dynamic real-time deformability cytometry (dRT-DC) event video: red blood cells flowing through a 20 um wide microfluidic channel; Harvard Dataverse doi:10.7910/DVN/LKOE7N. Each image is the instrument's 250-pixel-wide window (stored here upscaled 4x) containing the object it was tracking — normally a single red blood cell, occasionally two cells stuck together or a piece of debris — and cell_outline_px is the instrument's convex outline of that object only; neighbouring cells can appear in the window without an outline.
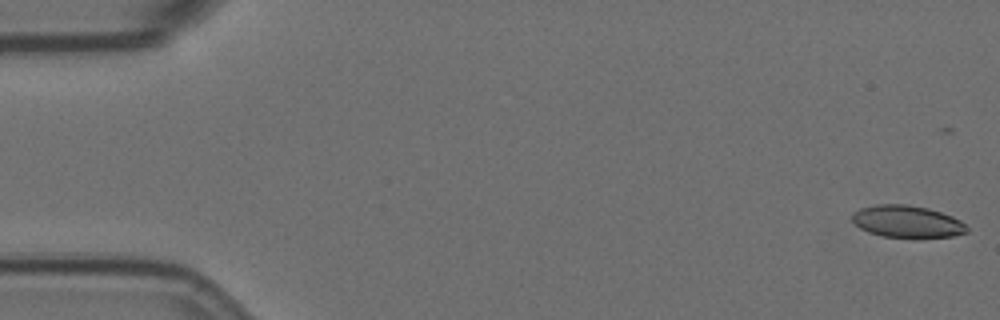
{"species": "Egyptian fruit bat (a non-hibernating species)", "species_latin": "Rousettus aegyptiacus", "temperature_condition": "room temperature", "stored_images_in_passage": 13, "camera_frame_rate_fps": 3000, "um_per_image_px": 0.085, "animal": {"sex": "female"}, "frame": {"image": 1, "passage_image": 2, "time_ms": 0.333, "image_size_px": [1000, 320], "cell_outline_px": [[968, 232], [952, 236], [920, 240], [912, 240], [884, 236], [868, 232], [860, 228], [852, 220], [852, 212], [860, 208], [876, 204], [908, 204], [928, 208], [952, 216], [960, 220], [968, 228]], "centroid_in_image_um": [77.12, 18.87], "position_along_channel_um": 7.9, "area_um2": 22.2}}